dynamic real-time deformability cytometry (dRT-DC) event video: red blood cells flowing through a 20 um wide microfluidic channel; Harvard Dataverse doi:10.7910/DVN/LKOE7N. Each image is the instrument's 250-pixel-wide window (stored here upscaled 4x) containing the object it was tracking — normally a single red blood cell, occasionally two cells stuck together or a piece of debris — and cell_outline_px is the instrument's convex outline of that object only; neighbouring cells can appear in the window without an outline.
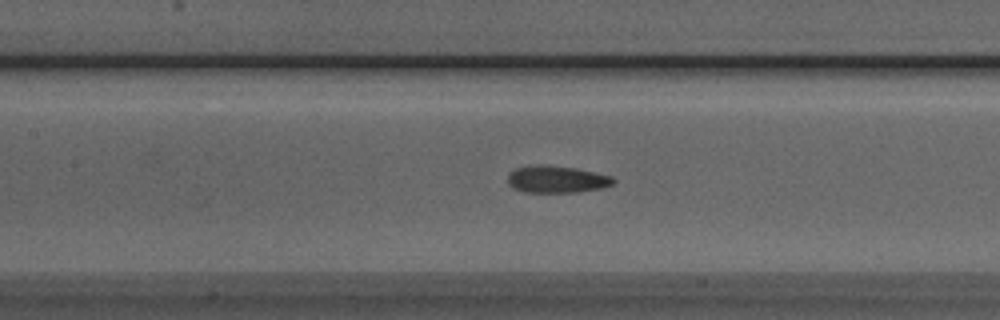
{"species": "Egyptian fruit bat (a non-hibernating species)", "species_latin": "Rousettus aegyptiacus", "temperature_condition": "room temperature", "stored_images_in_passage": 40, "camera_frame_rate_fps": 3000, "um_per_image_px": 0.085, "animal": {"sex": "male"}, "frame": {"image": 1, "passage_image": 22, "time_ms": 7.0, "image_size_px": [1000, 320], "cell_outline_px": [[616, 180], [612, 184], [600, 188], [576, 192], [524, 192], [512, 188], [508, 184], [508, 172], [516, 168], [544, 164], [576, 168], [612, 176]], "centroid_in_image_um": [47.29, 15.24], "position_along_channel_um": 160.1, "area_um2": 16.65}}
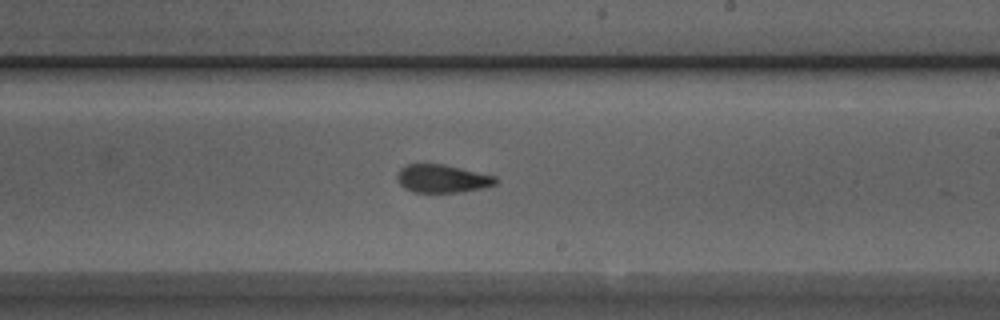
{"frame": {"image": 2, "passage_image": 29, "time_ms": 9.333, "image_size_px": [1000, 320], "cell_outline_px": [[496, 184], [480, 188], [460, 192], [412, 192], [404, 188], [396, 180], [396, 176], [400, 168], [408, 164], [444, 164], [496, 176]], "centroid_in_image_um": [37.55, 15.18], "position_along_channel_um": 251.5, "area_um2": 16.07}}
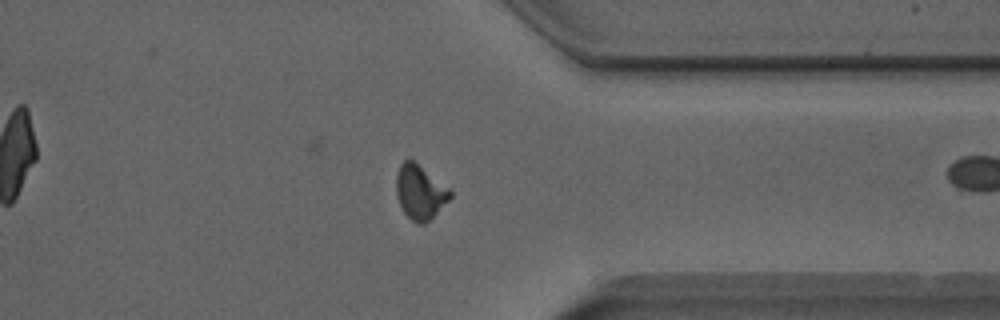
{"frame": {"image": 3, "passage_image": 39, "time_ms": 12.667, "image_size_px": [1000, 320], "cell_outline_px": [[452, 196], [424, 224], [416, 224], [404, 212], [396, 196], [396, 176], [400, 164], [408, 156], [448, 188], [452, 192]], "centroid_in_image_um": [35.66, 16.3], "position_along_channel_um": 375.7, "area_um2": 16.76}}